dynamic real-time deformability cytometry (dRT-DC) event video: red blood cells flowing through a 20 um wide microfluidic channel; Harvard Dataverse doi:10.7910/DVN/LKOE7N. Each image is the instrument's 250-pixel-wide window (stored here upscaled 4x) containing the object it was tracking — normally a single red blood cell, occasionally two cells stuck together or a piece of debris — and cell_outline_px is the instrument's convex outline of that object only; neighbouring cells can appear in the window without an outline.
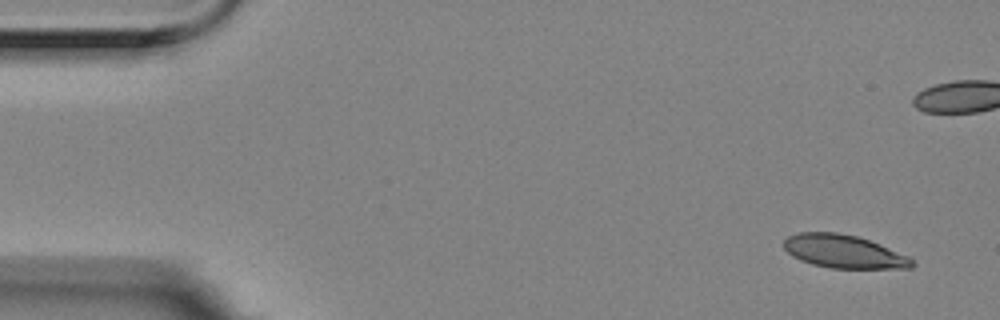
{"species": "Egyptian fruit bat (a non-hibernating species)", "species_latin": "Rousettus aegyptiacus", "temperature_condition": "room temperature", "stored_images_in_passage": 3, "camera_frame_rate_fps": 3000, "um_per_image_px": 0.085, "animal": {"sex": "female"}, "frame": {"image": 1, "passage_image": 1, "time_ms": 0.0, "image_size_px": [1000, 320], "cell_outline_px": [[916, 264], [912, 268], [832, 268], [812, 264], [800, 260], [792, 256], [784, 248], [784, 240], [788, 236], [800, 232], [836, 232], [856, 236], [880, 244], [908, 256]], "centroid_in_image_um": [71.72, 21.38], "position_along_channel_um": 13.3, "area_um2": 24.68}}